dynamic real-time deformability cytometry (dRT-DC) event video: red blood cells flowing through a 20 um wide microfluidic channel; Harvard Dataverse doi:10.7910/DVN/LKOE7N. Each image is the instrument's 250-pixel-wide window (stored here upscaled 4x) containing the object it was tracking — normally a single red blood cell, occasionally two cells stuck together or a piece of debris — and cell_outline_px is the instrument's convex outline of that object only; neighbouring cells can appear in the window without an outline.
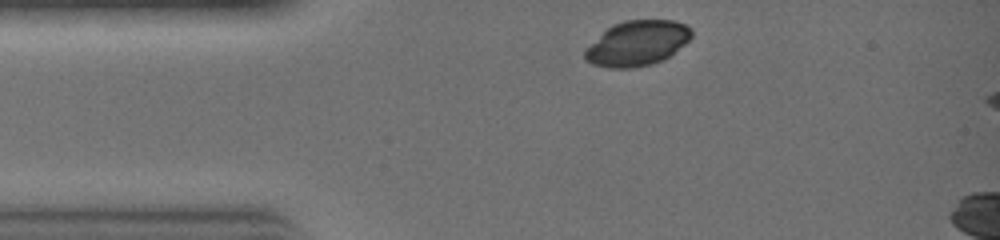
{"species": "common noctule bat (a hibernating species)", "species_latin": "Nyctalus noctula", "temperature_condition": "warm", "stored_images_in_passage": 22, "camera_frame_rate_fps": 3000, "um_per_image_px": 0.085, "animal": {"sex": "female", "body_mass_g": 19.0, "forearm_length_mm": 51.5}, "frame": {"image": 1, "passage_image": 1, "time_ms": 0.0, "image_size_px": [1000, 240], "cell_outline_px": [[692, 36], [684, 44], [668, 56], [652, 64], [632, 68], [608, 68], [592, 64], [584, 56], [584, 48], [612, 24], [624, 20], [676, 20], [692, 28]], "centroid_in_image_um": [54.14, 3.66], "position_along_channel_um": 30.9, "area_um2": 27.98}}
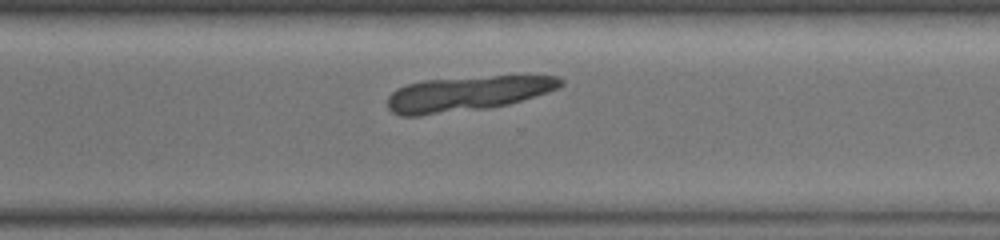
{"frame": {"image": 2, "passage_image": 17, "time_ms": 5.333, "image_size_px": [1000, 240], "cell_outline_px": [[564, 84], [560, 88], [508, 104], [488, 108], [420, 116], [400, 116], [392, 112], [388, 108], [388, 96], [396, 88], [404, 84], [424, 80], [492, 76], [560, 76], [564, 80]], "centroid_in_image_um": [39.68, 7.96], "position_along_channel_um": 330.9, "area_um2": 35.37}}
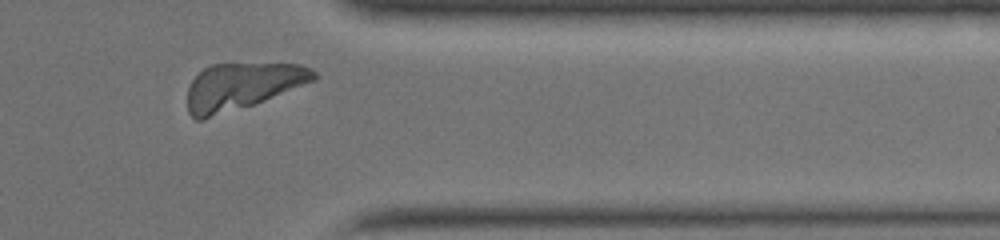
{"frame": {"image": 3, "passage_image": 20, "time_ms": 6.333, "image_size_px": [1000, 240], "cell_outline_px": [[320, 76], [316, 80], [264, 100], [204, 120], [196, 120], [188, 112], [188, 88], [192, 80], [204, 68], [212, 64], [300, 64], [312, 68]], "centroid_in_image_um": [20.58, 7.33], "position_along_channel_um": 390.8, "area_um2": 34.16}}